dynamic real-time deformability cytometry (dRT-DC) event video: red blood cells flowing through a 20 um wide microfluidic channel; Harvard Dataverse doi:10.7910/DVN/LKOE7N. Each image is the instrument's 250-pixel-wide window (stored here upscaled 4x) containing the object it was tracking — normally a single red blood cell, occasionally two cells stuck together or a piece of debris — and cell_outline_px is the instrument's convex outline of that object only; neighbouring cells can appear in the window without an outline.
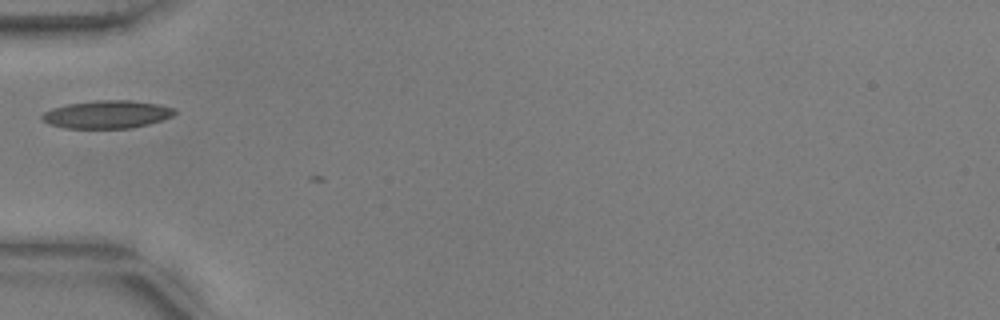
{"species": "common noctule bat (a hibernating species)", "species_latin": "Nyctalus noctula", "temperature_condition": "warm", "stored_images_in_passage": 2, "camera_frame_rate_fps": 3000, "um_per_image_px": 0.085, "animal": {"sex": "male", "body_mass_g": 17.9, "forearm_length_mm": 54.2}, "frame": {"image": 1, "passage_image": 1, "time_ms": 0.0, "image_size_px": [1000, 320], "cell_outline_px": [[176, 112], [172, 116], [164, 120], [132, 128], [64, 128], [48, 124], [40, 120], [40, 116], [44, 112], [52, 108], [68, 104], [96, 100], [132, 100], [160, 104], [176, 108]], "centroid_in_image_um": [9.1, 9.72], "position_along_channel_um": 75.9, "area_um2": 21.85}}